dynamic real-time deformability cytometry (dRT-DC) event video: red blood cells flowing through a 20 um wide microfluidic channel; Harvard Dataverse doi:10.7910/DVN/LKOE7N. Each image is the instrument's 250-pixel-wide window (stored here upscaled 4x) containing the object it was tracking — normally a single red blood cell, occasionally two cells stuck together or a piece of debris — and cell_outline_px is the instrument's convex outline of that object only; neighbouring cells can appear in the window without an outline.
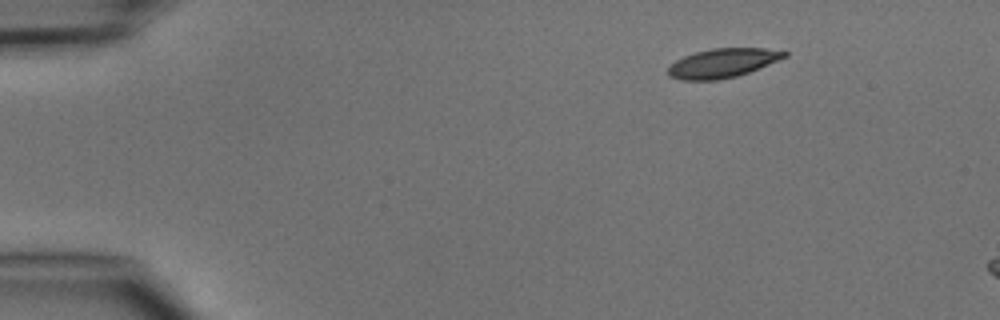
{"species": "common noctule bat (a hibernating species)", "species_latin": "Nyctalus noctula", "temperature_condition": "cold", "stored_images_in_passage": 2, "camera_frame_rate_fps": 3000, "um_per_image_px": 0.085, "animal": {"sex": "male", "body_mass_g": 15.6}, "frame": {"image": 1, "passage_image": 2, "time_ms": 1.333, "image_size_px": [1000, 320], "cell_outline_px": [[788, 56], [748, 72], [736, 76], [716, 80], [680, 80], [668, 76], [668, 68], [676, 60], [684, 56], [696, 52], [712, 48], [764, 48], [788, 52]], "centroid_in_image_um": [61.4, 5.36], "position_along_channel_um": 23.6, "area_um2": 19.54}}